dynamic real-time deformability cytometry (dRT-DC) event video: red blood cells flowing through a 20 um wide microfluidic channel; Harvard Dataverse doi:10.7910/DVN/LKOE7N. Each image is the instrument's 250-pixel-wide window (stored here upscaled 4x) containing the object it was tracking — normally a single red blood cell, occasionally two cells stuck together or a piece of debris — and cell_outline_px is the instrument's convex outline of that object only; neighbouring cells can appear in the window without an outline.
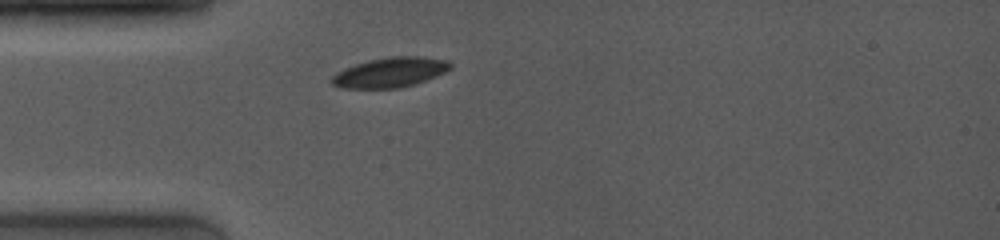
{"species": "common noctule bat (a hibernating species)", "species_latin": "Nyctalus noctula", "temperature_condition": "room temperature", "stored_images_in_passage": 42, "camera_frame_rate_fps": 4000, "um_per_image_px": 0.085, "animal": {"sex": "female", "body_mass_g": 19.0, "forearm_length_mm": 53.3}, "frame": {"image": 1, "passage_image": 1, "time_ms": 0.0, "image_size_px": [1000, 240], "cell_outline_px": [[452, 68], [436, 76], [400, 88], [340, 88], [332, 84], [332, 76], [336, 72], [344, 68], [368, 60], [392, 56], [424, 56], [448, 60], [452, 64]], "centroid_in_image_um": [33.17, 6.14], "position_along_channel_um": 51.8, "area_um2": 20.63}}
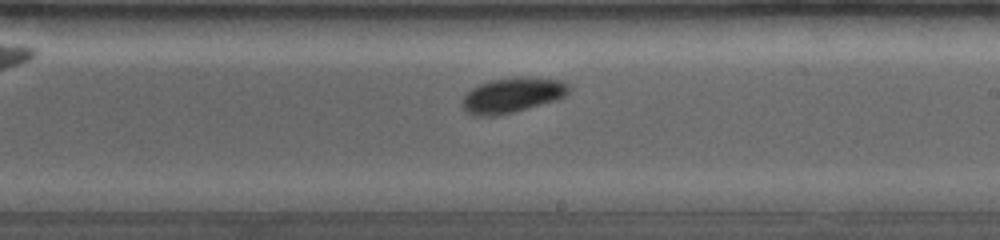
{"frame": {"image": 2, "passage_image": 21, "time_ms": 5.0, "image_size_px": [1000, 240], "cell_outline_px": [[568, 92], [564, 96], [556, 100], [512, 112], [496, 116], [476, 116], [468, 112], [460, 104], [464, 96], [472, 88], [480, 84], [492, 80], [520, 76], [528, 76], [564, 80], [568, 84]], "centroid_in_image_um": [43.55, 8.07], "position_along_channel_um": 245.5, "area_um2": 21.73}}
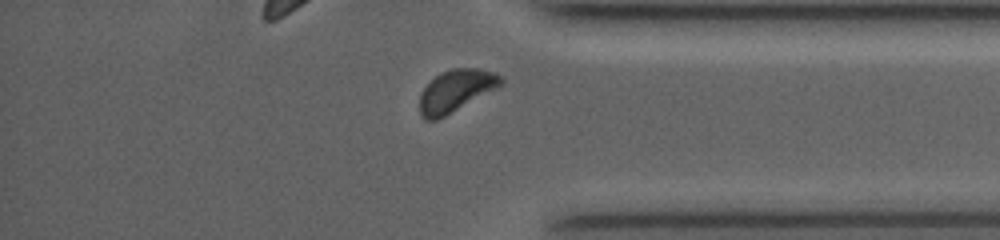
{"frame": {"image": 3, "passage_image": 36, "time_ms": 8.75, "image_size_px": [1000, 240], "cell_outline_px": [[504, 84], [444, 116], [436, 120], [424, 120], [420, 116], [420, 92], [440, 72], [452, 68], [476, 68], [492, 72], [504, 76]], "centroid_in_image_um": [38.75, 7.7], "position_along_channel_um": 396.4, "area_um2": 19.77}, "authors_computed_cell_mechanics": {"area_um2": 20.4612, "velocity_mm_per_s": 4.0492, "shape_relaxation_time_tau1_ms": 1.4381, "shape_relaxation_time_tau2_ms": null, "deformation_change_tau1": 0.0722, "deformation_change_tau2": null}}